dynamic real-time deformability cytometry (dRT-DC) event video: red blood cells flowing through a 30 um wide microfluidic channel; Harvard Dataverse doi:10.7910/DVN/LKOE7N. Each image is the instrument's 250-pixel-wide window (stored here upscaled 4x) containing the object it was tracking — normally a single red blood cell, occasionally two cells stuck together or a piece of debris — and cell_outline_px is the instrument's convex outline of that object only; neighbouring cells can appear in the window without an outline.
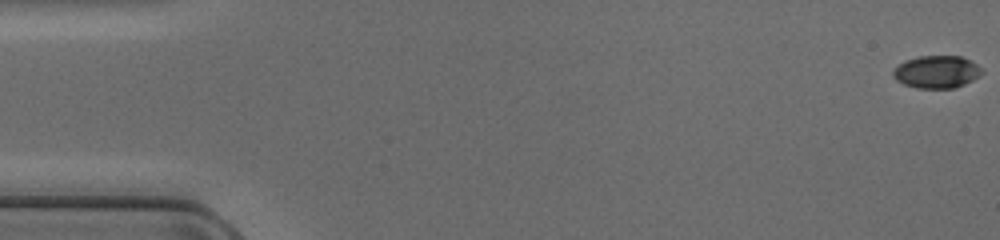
{"species": "common noctule bat (a hibernating species)", "species_latin": "Nyctalus noctula", "temperature_condition": "cold", "stored_images_in_passage": 49, "camera_frame_rate_fps": 3000, "um_per_image_px": 0.085, "animal": {"sex": "female", "body_mass_g": 17.0, "forearm_length_mm": 48.0}, "frame": {"image": 1, "passage_image": 1, "time_ms": 0.0, "image_size_px": [1000, 240], "cell_outline_px": [[984, 72], [980, 76], [964, 84], [952, 88], [916, 88], [904, 84], [896, 80], [892, 76], [892, 72], [904, 60], [916, 56], [960, 56], [976, 64]], "centroid_in_image_um": [79.59, 6.11], "position_along_channel_um": 5.4, "area_um2": 16.76}}
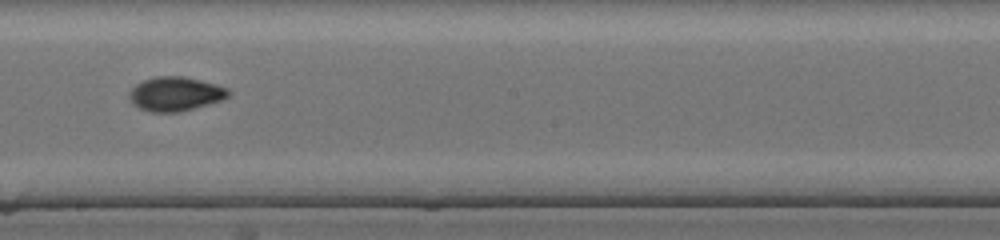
{"frame": {"image": 2, "passage_image": 28, "time_ms": 9.0, "image_size_px": [1000, 240], "cell_outline_px": [[232, 92], [228, 96], [220, 100], [208, 104], [180, 112], [148, 112], [132, 104], [128, 100], [128, 92], [136, 84], [144, 80], [156, 76], [184, 76], [216, 84], [228, 88]], "centroid_in_image_um": [14.87, 7.98], "position_along_channel_um": 233.3, "area_um2": 19.88}}
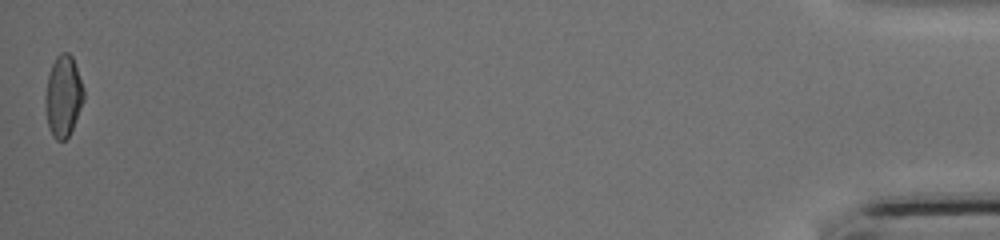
{"frame": {"image": 3, "passage_image": 49, "time_ms": 16.0, "image_size_px": [1000, 240], "cell_outline_px": [[84, 100], [72, 128], [68, 136], [64, 140], [56, 140], [52, 136], [48, 124], [48, 76], [52, 64], [56, 56], [60, 52], [68, 52], [72, 56], [84, 88]], "centroid_in_image_um": [5.43, 8.14], "position_along_channel_um": 429.8, "area_um2": 17.4}}